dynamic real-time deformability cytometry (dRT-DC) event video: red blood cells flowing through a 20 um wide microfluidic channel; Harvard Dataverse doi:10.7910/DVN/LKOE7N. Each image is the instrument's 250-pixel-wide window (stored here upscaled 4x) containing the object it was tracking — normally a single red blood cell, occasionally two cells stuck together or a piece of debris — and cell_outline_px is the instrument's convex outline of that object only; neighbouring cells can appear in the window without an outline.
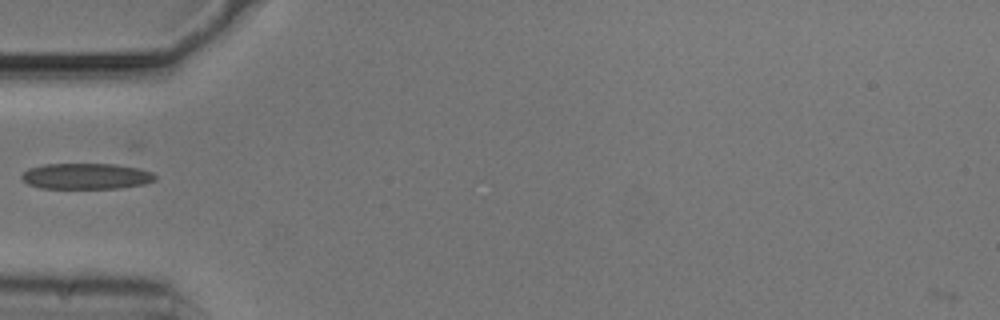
{"species": "common noctule bat (a hibernating species)", "species_latin": "Nyctalus noctula", "temperature_condition": "cold", "stored_images_in_passage": 27, "camera_frame_rate_fps": 3000, "um_per_image_px": 0.085, "animal": {"sex": "male", "body_mass_g": 20.5, "forearm_length_mm": 52.5}, "frame": {"image": 1, "passage_image": 1, "time_ms": 0.0, "image_size_px": [1000, 320], "cell_outline_px": [[156, 180], [144, 184], [120, 188], [40, 188], [28, 184], [20, 176], [28, 168], [44, 164], [116, 164], [140, 168], [152, 172], [156, 176]], "centroid_in_image_um": [7.35, 14.97], "position_along_channel_um": 77.7, "area_um2": 20.23}}
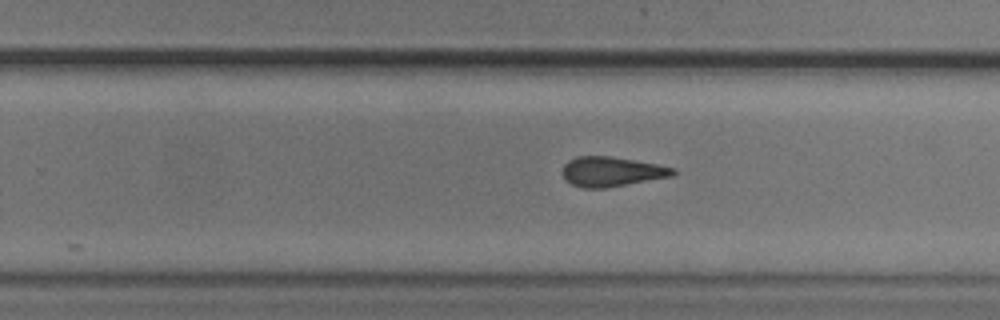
{"frame": {"image": 2, "passage_image": 17, "time_ms": 5.333, "image_size_px": [1000, 320], "cell_outline_px": [[676, 172], [672, 176], [608, 188], [584, 188], [572, 184], [564, 176], [564, 164], [568, 160], [576, 156], [608, 156], [656, 164], [676, 168]], "centroid_in_image_um": [52.0, 14.59], "position_along_channel_um": 277.8, "area_um2": 18.96}}
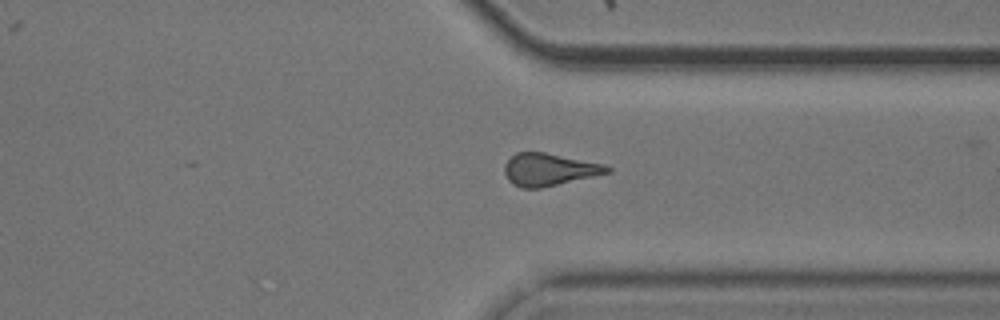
{"frame": {"image": 3, "passage_image": 24, "time_ms": 7.667, "image_size_px": [1000, 320], "cell_outline_px": [[612, 172], [540, 188], [520, 188], [512, 184], [508, 180], [504, 172], [504, 164], [516, 152], [544, 152], [604, 164], [612, 168]], "centroid_in_image_um": [46.66, 14.41], "position_along_channel_um": 364.7, "area_um2": 19.36}}